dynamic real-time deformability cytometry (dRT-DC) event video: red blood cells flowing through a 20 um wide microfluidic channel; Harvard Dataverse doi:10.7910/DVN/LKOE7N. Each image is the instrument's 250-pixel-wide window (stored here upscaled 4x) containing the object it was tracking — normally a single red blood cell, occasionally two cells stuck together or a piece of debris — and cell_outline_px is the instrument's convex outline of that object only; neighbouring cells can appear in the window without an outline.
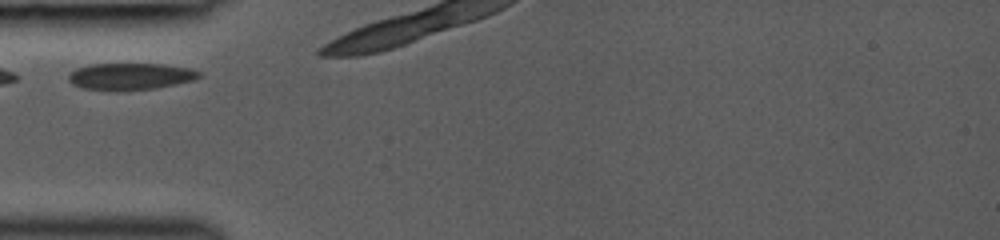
{"species": "common noctule bat (a hibernating species)", "species_latin": "Nyctalus noctula", "temperature_condition": "room temperature", "stored_images_in_passage": 6, "camera_frame_rate_fps": 3000, "um_per_image_px": 0.085, "animal": {"sex": "female", "body_mass_g": 19.0, "forearm_length_mm": 53.3}, "frame": {"image": 1, "passage_image": 1, "time_ms": 0.0, "image_size_px": [1000, 240], "cell_outline_px": [[204, 72], [200, 76], [192, 80], [156, 88], [124, 92], [116, 92], [84, 88], [72, 84], [68, 80], [68, 76], [76, 68], [88, 64], [164, 64], [188, 68]], "centroid_in_image_um": [11.06, 6.51], "position_along_channel_um": 73.9, "area_um2": 20.69}}